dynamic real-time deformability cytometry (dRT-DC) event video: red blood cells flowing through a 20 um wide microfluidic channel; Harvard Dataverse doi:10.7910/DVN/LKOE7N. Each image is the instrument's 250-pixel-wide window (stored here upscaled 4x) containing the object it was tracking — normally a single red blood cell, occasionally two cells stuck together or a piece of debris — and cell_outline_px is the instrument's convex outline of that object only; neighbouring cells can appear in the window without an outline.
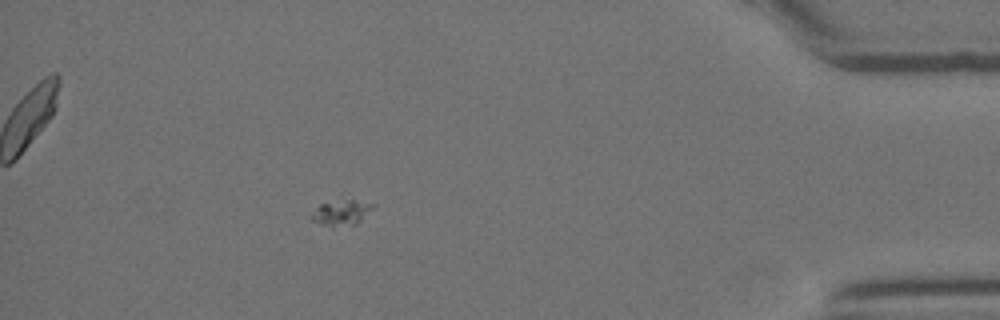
{"species": "Egyptian fruit bat (a non-hibernating species)", "species_latin": "Rousettus aegyptiacus", "temperature_condition": "room temperature", "stored_images_in_passage": 43, "camera_frame_rate_fps": 3000, "um_per_image_px": 0.085, "animal": {"sex": "female"}, "frame": {"image": 1, "passage_image": 38, "time_ms": 12.333, "image_size_px": [1000, 320], "cell_outline_px": [[376, 204], [360, 220], [352, 224], [332, 228], [312, 220], [312, 216], [316, 208], [320, 204], [340, 192]], "centroid_in_image_um": [29.03, 17.91], "position_along_channel_um": 406.2, "area_um2": 10.17}}